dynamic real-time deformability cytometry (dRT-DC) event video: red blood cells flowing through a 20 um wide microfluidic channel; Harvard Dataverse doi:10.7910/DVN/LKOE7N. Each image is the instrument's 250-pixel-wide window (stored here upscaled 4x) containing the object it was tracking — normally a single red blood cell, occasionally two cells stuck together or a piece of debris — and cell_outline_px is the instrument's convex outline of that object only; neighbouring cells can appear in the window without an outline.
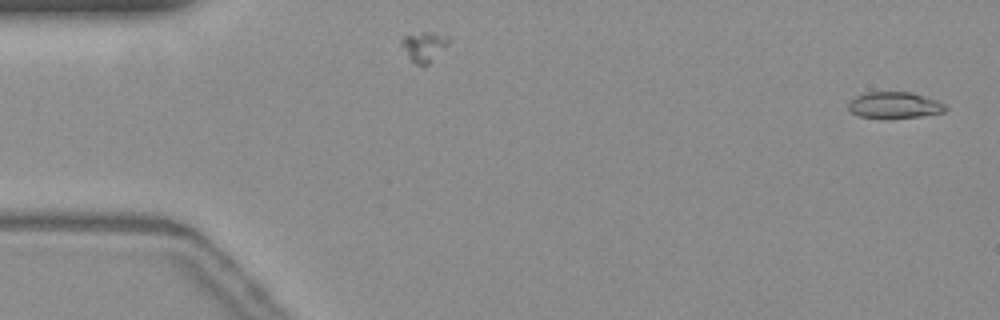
{"species": "common noctule bat (a hibernating species)", "species_latin": "Nyctalus noctula", "temperature_condition": "warm", "stored_images_in_passage": 56, "camera_frame_rate_fps": 3000, "um_per_image_px": 0.085, "animal": {"sex": "female", "body_mass_g": 19.3, "forearm_length_mm": 54.1}, "frame": {"image": 1, "passage_image": 2, "time_ms": 0.333, "image_size_px": [1000, 320], "cell_outline_px": [[948, 108], [944, 112], [920, 116], [860, 116], [852, 112], [848, 108], [848, 104], [856, 96], [864, 92], [912, 92], [936, 100], [944, 104]], "centroid_in_image_um": [76.05, 8.9], "position_along_channel_um": 8.9, "area_um2": 14.28}}
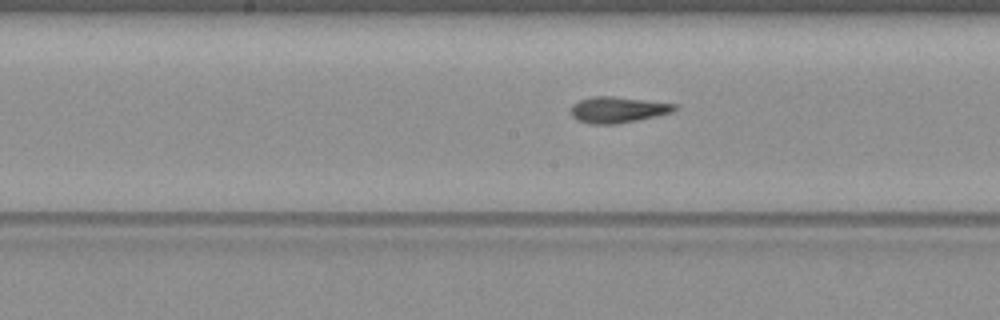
{"frame": {"image": 2, "passage_image": 28, "time_ms": 9.0, "image_size_px": [1000, 320], "cell_outline_px": [[676, 108], [672, 112], [656, 116], [616, 124], [592, 124], [580, 120], [572, 116], [572, 104], [580, 100], [592, 96], [612, 96], [676, 104]], "centroid_in_image_um": [52.5, 9.32], "position_along_channel_um": 195.7, "area_um2": 15.43}}
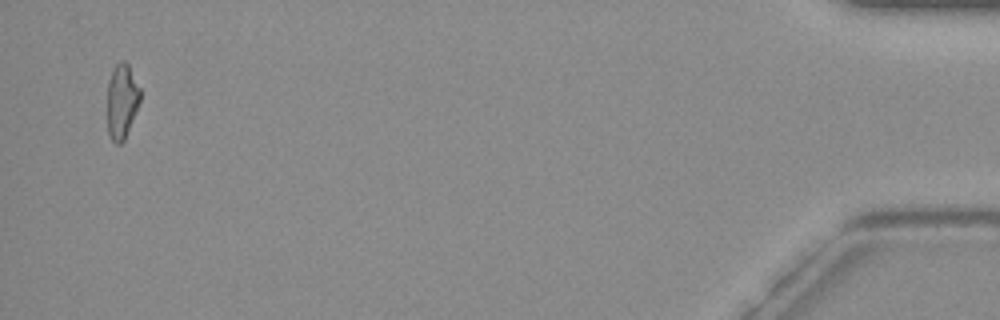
{"frame": {"image": 3, "passage_image": 54, "time_ms": 17.667, "image_size_px": [1000, 320], "cell_outline_px": [[140, 100], [124, 140], [120, 144], [116, 144], [112, 140], [108, 132], [108, 80], [112, 68], [120, 60], [124, 60], [128, 64], [140, 88]], "centroid_in_image_um": [10.35, 8.56], "position_along_channel_um": 424.9, "area_um2": 14.22}, "authors_computed_cell_mechanics": {"area_um2": 15.3748, "velocity_mm_per_s": 3.7197, "shape_relaxation_time_tau1_ms": 10.3184, "shape_relaxation_time_tau2_ms": 1.0002, "deformation_change_tau1": 0.2615, "deformation_change_tau2": 0.0802}}